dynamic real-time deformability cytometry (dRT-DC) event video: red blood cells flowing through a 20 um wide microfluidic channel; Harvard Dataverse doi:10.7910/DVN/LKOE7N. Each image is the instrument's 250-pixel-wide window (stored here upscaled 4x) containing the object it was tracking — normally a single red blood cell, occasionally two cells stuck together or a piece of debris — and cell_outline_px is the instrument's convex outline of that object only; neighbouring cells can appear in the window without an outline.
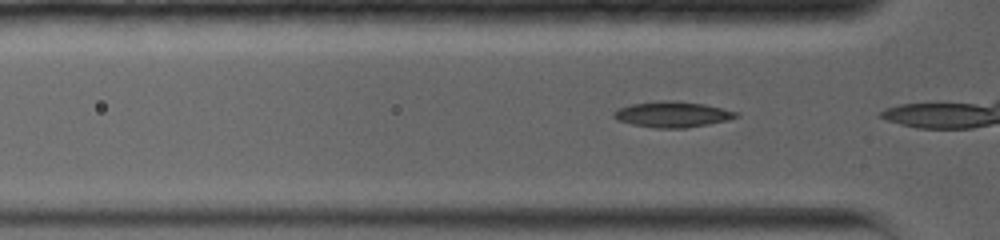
{"species": "common noctule bat (a hibernating species)", "species_latin": "Nyctalus noctula", "temperature_condition": "warm", "stored_images_in_passage": 6, "camera_frame_rate_fps": 5000, "um_per_image_px": 0.085, "animal": {"sex": "female", "body_mass_g": 19.0, "forearm_length_mm": 56.7}, "frame": {"image": 1, "passage_image": 4, "time_ms": 0.6, "image_size_px": [1000, 240], "cell_outline_px": [[740, 116], [728, 120], [708, 124], [684, 128], [656, 128], [632, 124], [616, 120], [612, 116], [612, 112], [616, 108], [632, 104], [664, 100], [676, 100], [704, 104], [740, 112]], "centroid_in_image_um": [57.15, 9.71], "position_along_channel_um": 68.7, "area_um2": 18.55}}